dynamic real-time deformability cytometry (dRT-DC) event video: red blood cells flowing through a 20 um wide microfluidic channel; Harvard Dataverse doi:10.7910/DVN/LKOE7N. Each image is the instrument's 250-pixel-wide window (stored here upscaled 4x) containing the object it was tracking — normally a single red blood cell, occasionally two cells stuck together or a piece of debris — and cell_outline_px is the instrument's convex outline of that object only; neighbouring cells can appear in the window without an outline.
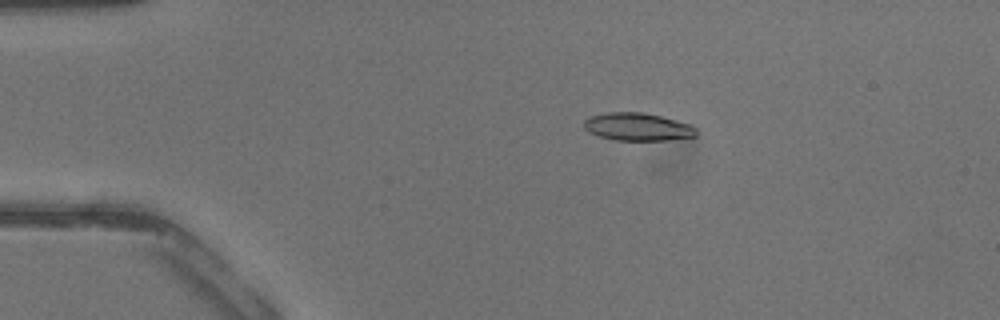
{"species": "common noctule bat (a hibernating species)", "species_latin": "Nyctalus noctula", "temperature_condition": "warm", "stored_images_in_passage": 42, "camera_frame_rate_fps": 3000, "um_per_image_px": 0.085, "animal": {"sex": "male", "body_mass_g": 13.3}, "frame": {"image": 1, "passage_image": 9, "time_ms": 2.667, "image_size_px": [1000, 320], "cell_outline_px": [[696, 136], [668, 140], [616, 140], [600, 136], [588, 132], [584, 128], [584, 120], [592, 116], [604, 112], [644, 112], [692, 124], [696, 128]], "centroid_in_image_um": [54.2, 10.77], "position_along_channel_um": 30.8, "area_um2": 18.21}}
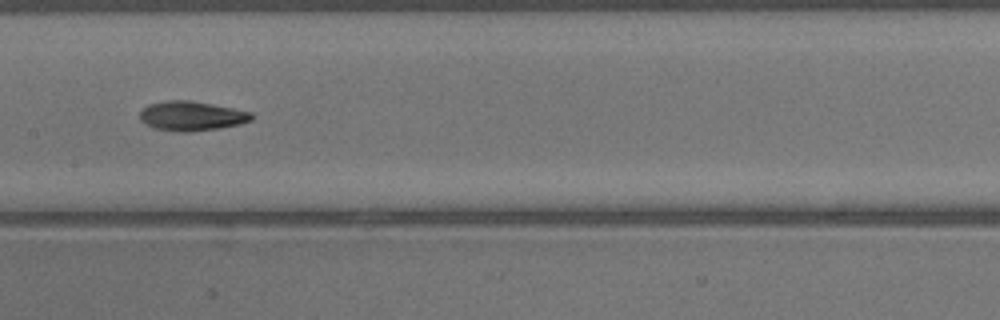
{"frame": {"image": 2, "passage_image": 22, "time_ms": 7.0, "image_size_px": [1000, 320], "cell_outline_px": [[252, 120], [240, 124], [220, 128], [188, 132], [176, 132], [152, 128], [144, 124], [140, 120], [140, 112], [148, 104], [168, 100], [188, 100], [212, 104], [252, 112]], "centroid_in_image_um": [16.25, 9.87], "position_along_channel_um": 191.1, "area_um2": 19.31}}
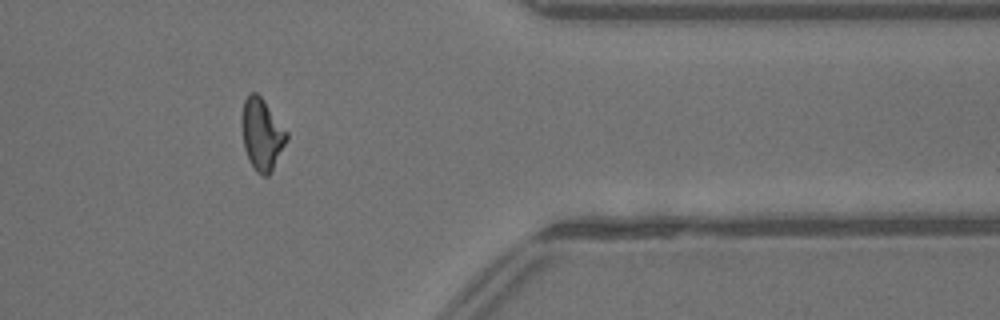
{"frame": {"image": 3, "passage_image": 35, "time_ms": 11.333, "image_size_px": [1000, 320], "cell_outline_px": [[288, 136], [268, 176], [260, 176], [256, 172], [248, 160], [244, 148], [240, 124], [240, 120], [244, 100], [248, 92], [256, 92], [264, 100], [288, 132]], "centroid_in_image_um": [22.21, 11.38], "position_along_channel_um": 389.2, "area_um2": 18.79}}